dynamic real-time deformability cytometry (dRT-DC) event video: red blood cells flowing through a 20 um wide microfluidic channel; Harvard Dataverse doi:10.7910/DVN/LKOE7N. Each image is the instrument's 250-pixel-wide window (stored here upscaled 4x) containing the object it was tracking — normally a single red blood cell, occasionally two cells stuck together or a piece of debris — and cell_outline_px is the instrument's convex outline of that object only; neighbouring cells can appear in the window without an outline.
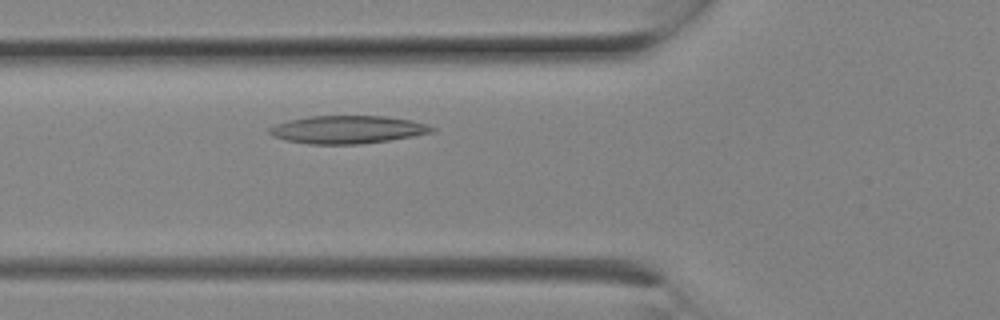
{"species": "Egyptian fruit bat (a non-hibernating species)", "species_latin": "Rousettus aegyptiacus", "temperature_condition": "room temperature", "stored_images_in_passage": 2, "camera_frame_rate_fps": 3000, "um_per_image_px": 0.085, "animal": {"sex": "female"}, "frame": {"image": 1, "passage_image": 2, "time_ms": 0.333, "image_size_px": [1000, 320], "cell_outline_px": [[436, 128], [432, 132], [412, 136], [388, 140], [360, 144], [308, 144], [284, 140], [272, 136], [268, 132], [268, 128], [276, 124], [288, 120], [308, 116], [384, 116], [408, 120], [428, 124]], "centroid_in_image_um": [29.48, 11.01], "position_along_channel_um": 96.3, "area_um2": 26.36}}